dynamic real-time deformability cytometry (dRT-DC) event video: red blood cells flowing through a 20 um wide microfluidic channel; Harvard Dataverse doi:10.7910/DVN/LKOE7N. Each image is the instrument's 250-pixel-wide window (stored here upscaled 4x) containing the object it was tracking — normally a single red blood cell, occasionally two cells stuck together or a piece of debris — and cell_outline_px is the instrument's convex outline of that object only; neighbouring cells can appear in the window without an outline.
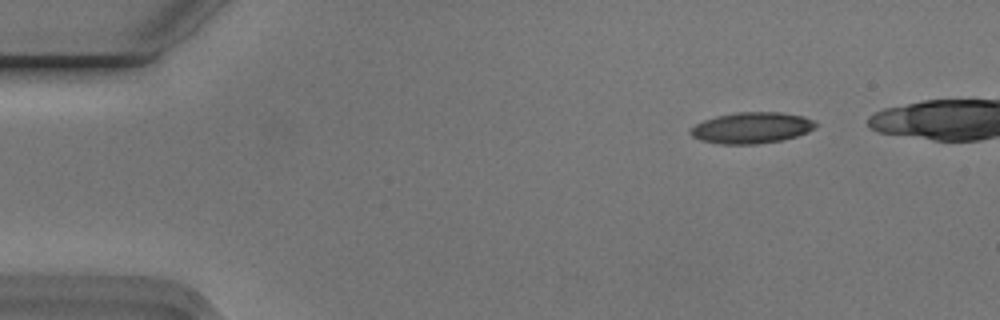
{"species": "Egyptian fruit bat (a non-hibernating species)", "species_latin": "Rousettus aegyptiacus", "temperature_condition": "cold", "stored_images_in_passage": 6, "camera_frame_rate_fps": 3000, "um_per_image_px": 0.085, "animal": {"sex": "male"}, "frame": {"image": 1, "passage_image": 2, "time_ms": 0.333, "image_size_px": [1000, 320], "cell_outline_px": [[816, 128], [808, 132], [796, 136], [780, 140], [756, 144], [720, 144], [700, 140], [692, 136], [688, 132], [696, 124], [704, 120], [716, 116], [736, 112], [780, 112], [804, 116], [812, 120], [816, 124]], "centroid_in_image_um": [63.88, 10.86], "position_along_channel_um": 21.1, "area_um2": 22.66}}